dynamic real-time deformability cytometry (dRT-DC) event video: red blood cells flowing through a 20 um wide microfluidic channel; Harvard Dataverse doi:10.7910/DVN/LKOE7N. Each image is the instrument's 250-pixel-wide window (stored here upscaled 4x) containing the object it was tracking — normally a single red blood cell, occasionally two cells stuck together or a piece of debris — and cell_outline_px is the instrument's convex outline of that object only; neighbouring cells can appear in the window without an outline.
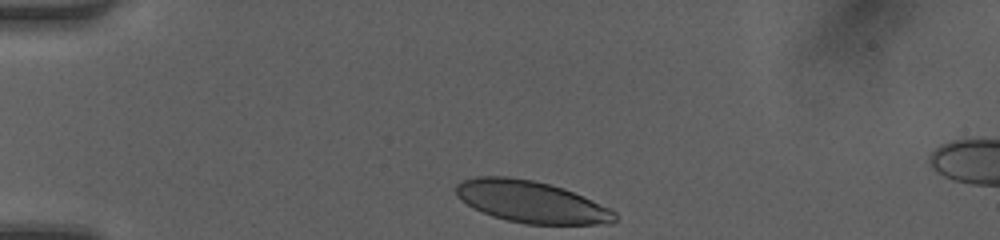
{"species": "human", "species_latin": "Homo sapiens", "temperature_condition": "room temperature", "stored_images_in_passage": 31, "camera_frame_rate_fps": 3000, "um_per_image_px": 0.085, "donor": {"sex": "female"}, "frame": {"image": 1, "passage_image": 1, "time_ms": 0.0, "image_size_px": [1000, 240], "cell_outline_px": [[616, 220], [612, 224], [524, 224], [492, 216], [472, 208], [460, 200], [456, 196], [456, 184], [464, 180], [476, 176], [508, 176], [532, 180], [548, 184], [584, 196], [612, 208], [616, 212]], "centroid_in_image_um": [45.15, 17.16], "position_along_channel_um": 39.8, "area_um2": 38.84}}
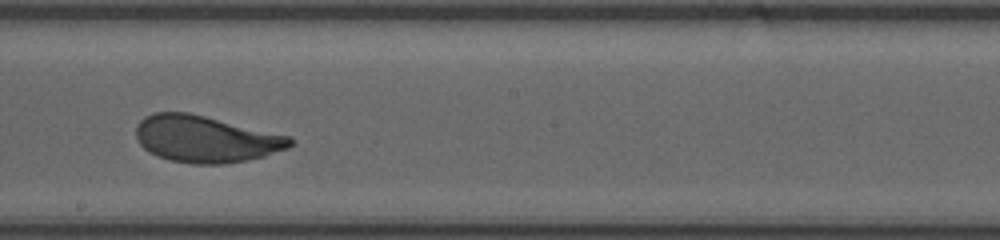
{"frame": {"image": 2, "passage_image": 18, "time_ms": 5.667, "image_size_px": [1000, 240], "cell_outline_px": [[296, 140], [288, 148], [264, 156], [248, 160], [224, 164], [192, 164], [172, 160], [148, 152], [140, 144], [136, 136], [136, 124], [144, 116], [156, 112], [188, 112], [292, 136]], "centroid_in_image_um": [17.5, 11.81], "position_along_channel_um": 230.7, "area_um2": 42.14}}
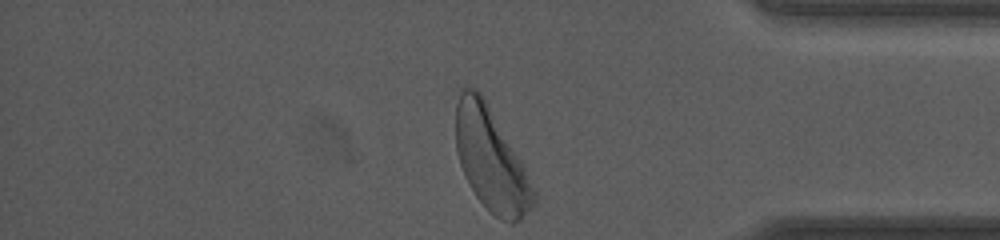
{"frame": {"image": 3, "passage_image": 31, "time_ms": 10.0, "image_size_px": [1000, 240], "cell_outline_px": [[536, 200], [532, 208], [520, 220], [512, 224], [500, 220], [476, 196], [464, 176], [456, 152], [456, 104], [460, 88], [476, 88], [484, 96], [524, 164], [536, 192]], "centroid_in_image_um": [41.75, 13.55], "position_along_channel_um": 393.5, "area_um2": 46.93}, "authors_computed_cell_mechanics": {"area_um2": 42.1362, "velocity_mm_per_s": 4.1706, "shape_relaxation_time_tau1_ms": 2.0473, "shape_relaxation_time_tau2_ms": null, "deformation_change_tau1": 0.1478, "deformation_change_tau2": null}}